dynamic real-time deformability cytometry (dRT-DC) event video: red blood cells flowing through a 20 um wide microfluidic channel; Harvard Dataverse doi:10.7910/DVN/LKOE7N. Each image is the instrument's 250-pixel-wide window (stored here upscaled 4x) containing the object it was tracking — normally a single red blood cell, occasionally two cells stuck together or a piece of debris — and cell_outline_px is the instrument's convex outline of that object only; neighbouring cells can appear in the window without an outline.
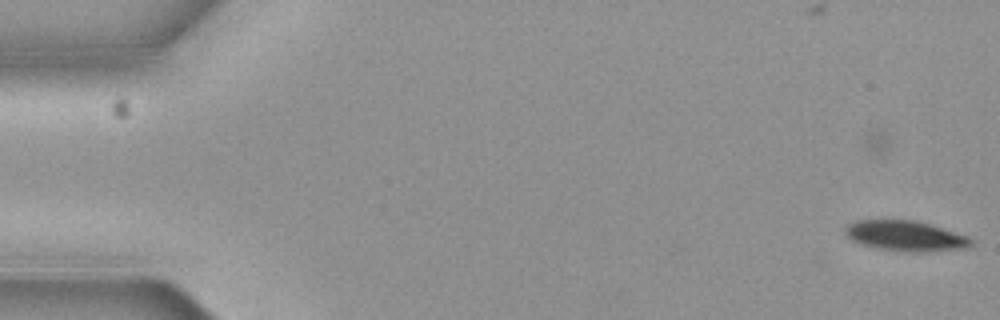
{"species": "common noctule bat (a hibernating species)", "species_latin": "Nyctalus noctula", "temperature_condition": "cold", "stored_images_in_passage": 10, "camera_frame_rate_fps": 3000, "um_per_image_px": 0.085, "animal": {"sex": "female", "body_mass_g": 19.3, "forearm_length_mm": 54.1}, "frame": {"image": 1, "passage_image": 2, "time_ms": 0.333, "image_size_px": [1000, 320], "cell_outline_px": [[972, 244], [968, 248], [924, 252], [904, 252], [876, 248], [860, 244], [852, 240], [848, 236], [848, 224], [856, 220], [916, 220], [968, 236], [972, 240]], "centroid_in_image_um": [77.01, 20.06], "position_along_channel_um": 8.0, "area_um2": 22.14}}
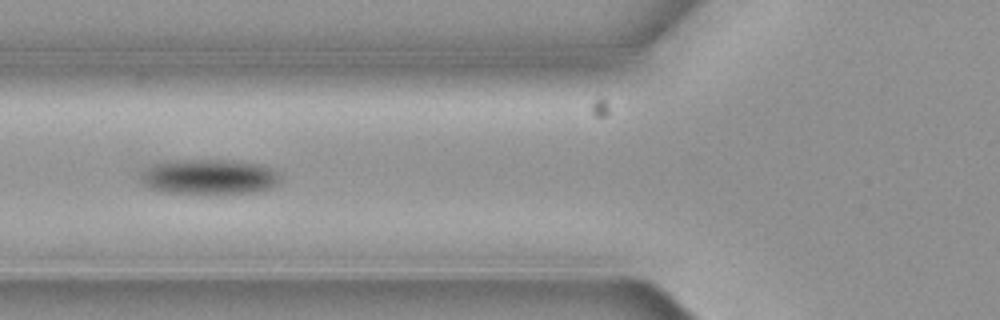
{"frame": {"image": 2, "passage_image": 8, "time_ms": 2.333, "image_size_px": [1000, 320], "cell_outline_px": [[280, 184], [272, 188], [260, 192], [208, 196], [160, 192], [148, 188], [140, 184], [140, 172], [144, 168], [152, 164], [172, 160], [232, 160], [260, 164], [272, 168], [280, 176]], "centroid_in_image_um": [17.75, 15.08], "position_along_channel_um": 108.1, "area_um2": 30.23}}
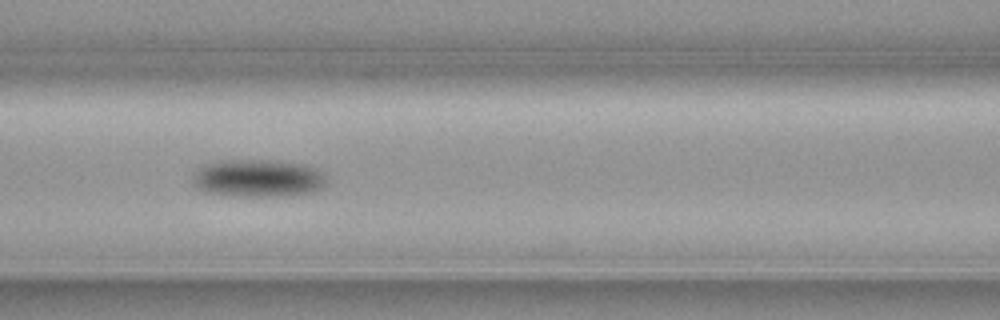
{"frame": {"image": 3, "passage_image": 9, "time_ms": 2.667, "image_size_px": [1000, 320], "cell_outline_px": [[328, 180], [324, 188], [308, 192], [280, 196], [236, 196], [200, 192], [192, 184], [192, 172], [208, 164], [220, 160], [276, 160], [304, 164], [316, 168]], "centroid_in_image_um": [21.89, 15.15], "position_along_channel_um": 144.7, "area_um2": 29.71}}